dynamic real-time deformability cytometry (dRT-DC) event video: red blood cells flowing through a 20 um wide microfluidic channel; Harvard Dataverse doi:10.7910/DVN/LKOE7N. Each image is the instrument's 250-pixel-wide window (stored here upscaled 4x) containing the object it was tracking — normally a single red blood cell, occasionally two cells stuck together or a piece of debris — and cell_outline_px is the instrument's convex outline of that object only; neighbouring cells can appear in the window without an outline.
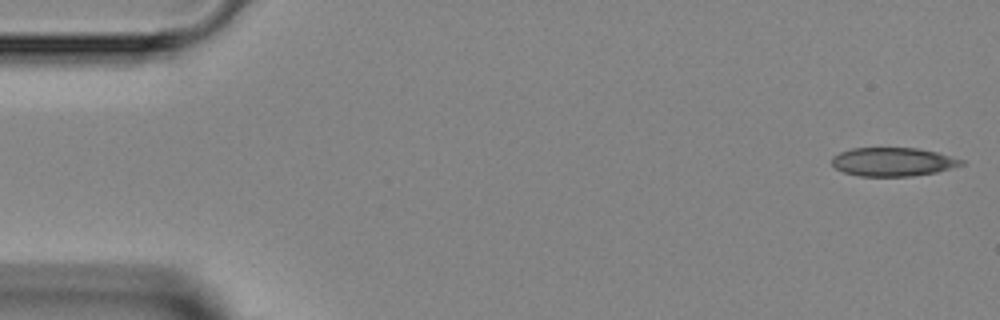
{"species": "Egyptian fruit bat (a non-hibernating species)", "species_latin": "Rousettus aegyptiacus", "temperature_condition": "room temperature", "stored_images_in_passage": 5, "camera_frame_rate_fps": 3000, "um_per_image_px": 0.085, "animal": {"sex": "female"}, "frame": {"image": 1, "passage_image": 1, "time_ms": 0.0, "image_size_px": [1000, 320], "cell_outline_px": [[964, 164], [936, 172], [912, 176], [860, 176], [844, 172], [836, 168], [832, 164], [832, 156], [840, 152], [852, 148], [920, 148], [936, 152], [964, 160]], "centroid_in_image_um": [75.88, 13.75], "position_along_channel_um": 9.1, "area_um2": 21.5}}